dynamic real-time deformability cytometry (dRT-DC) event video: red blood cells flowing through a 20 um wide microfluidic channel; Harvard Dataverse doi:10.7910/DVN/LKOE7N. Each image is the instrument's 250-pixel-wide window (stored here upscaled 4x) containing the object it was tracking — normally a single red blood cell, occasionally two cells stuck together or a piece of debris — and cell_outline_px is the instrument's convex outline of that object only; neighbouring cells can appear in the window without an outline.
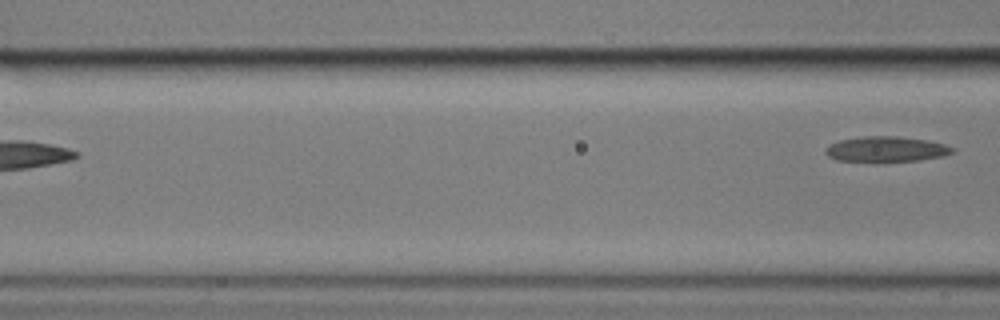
{"species": "common noctule bat (a hibernating species)", "species_latin": "Nyctalus noctula", "temperature_condition": "cold", "stored_images_in_passage": 8, "camera_frame_rate_fps": 3000, "um_per_image_px": 0.085, "animal": {"sex": "male", "body_mass_g": 17.9}, "frame": {"image": 1, "passage_image": 8, "time_ms": 9.333, "image_size_px": [1000, 320], "cell_outline_px": [[956, 152], [944, 156], [920, 160], [876, 164], [872, 164], [836, 160], [828, 156], [824, 152], [824, 148], [840, 140], [860, 136], [896, 136], [928, 140], [944, 144], [956, 148]], "centroid_in_image_um": [75.32, 12.72], "position_along_channel_um": 91.3, "area_um2": 19.77}}